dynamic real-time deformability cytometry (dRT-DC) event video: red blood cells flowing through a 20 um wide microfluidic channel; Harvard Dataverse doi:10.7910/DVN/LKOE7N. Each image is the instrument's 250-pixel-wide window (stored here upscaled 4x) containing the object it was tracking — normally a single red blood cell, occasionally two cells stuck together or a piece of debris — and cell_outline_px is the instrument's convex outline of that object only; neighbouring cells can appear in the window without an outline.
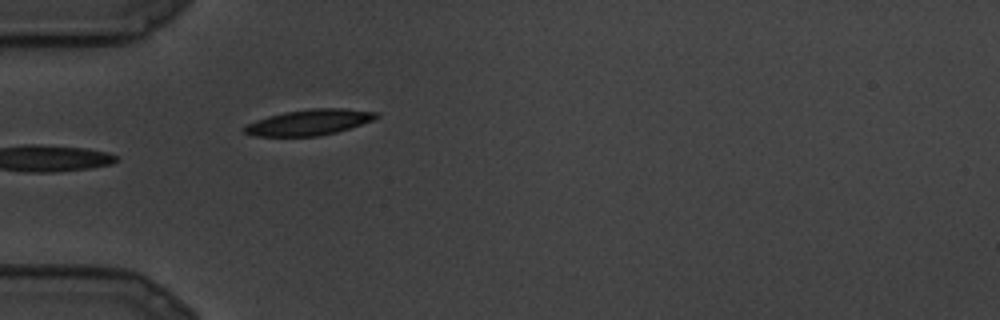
{"species": "common noctule bat (a hibernating species)", "species_latin": "Nyctalus noctula", "temperature_condition": "cold", "stored_images_in_passage": 5, "camera_frame_rate_fps": 3000, "um_per_image_px": 0.085, "animal": {"sex": "male", "body_mass_g": 19.5, "forearm_length_mm": 54.6}, "frame": {"image": 1, "passage_image": 5, "time_ms": 1.333, "image_size_px": [1000, 320], "cell_outline_px": [[380, 116], [372, 120], [336, 132], [320, 136], [256, 136], [244, 132], [244, 124], [268, 116], [284, 112], [312, 108], [344, 108], [380, 112]], "centroid_in_image_um": [26.28, 10.38], "position_along_channel_um": 58.7, "area_um2": 19.77}}